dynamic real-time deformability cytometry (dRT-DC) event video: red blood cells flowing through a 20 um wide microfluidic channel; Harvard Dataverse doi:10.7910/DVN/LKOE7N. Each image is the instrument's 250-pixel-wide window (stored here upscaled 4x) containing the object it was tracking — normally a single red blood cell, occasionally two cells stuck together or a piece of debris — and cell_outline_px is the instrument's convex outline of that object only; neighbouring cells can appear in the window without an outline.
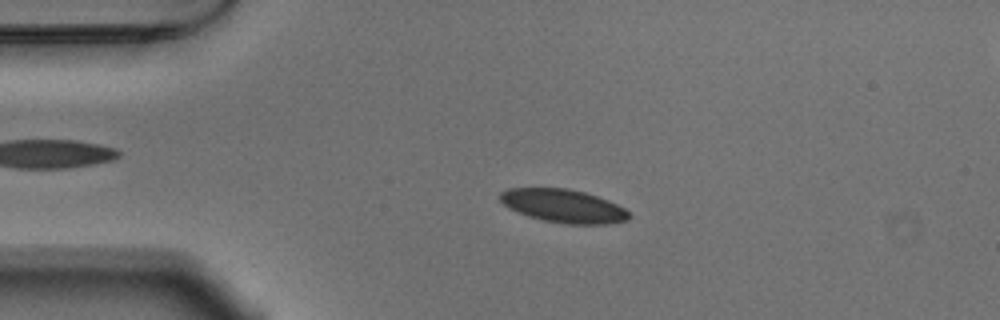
{"species": "Egyptian fruit bat (a non-hibernating species)", "species_latin": "Rousettus aegyptiacus", "temperature_condition": "warm", "stored_images_in_passage": 53, "camera_frame_rate_fps": 3000, "um_per_image_px": 0.085, "animal": {"sex": "male"}, "frame": {"image": 1, "passage_image": 11, "time_ms": 3.333, "image_size_px": [1000, 320], "cell_outline_px": [[628, 220], [608, 224], [564, 224], [544, 220], [528, 216], [508, 208], [500, 200], [500, 192], [508, 188], [568, 188], [584, 192], [608, 200], [624, 208], [628, 212]], "centroid_in_image_um": [47.87, 17.5], "position_along_channel_um": 37.1, "area_um2": 24.91}}
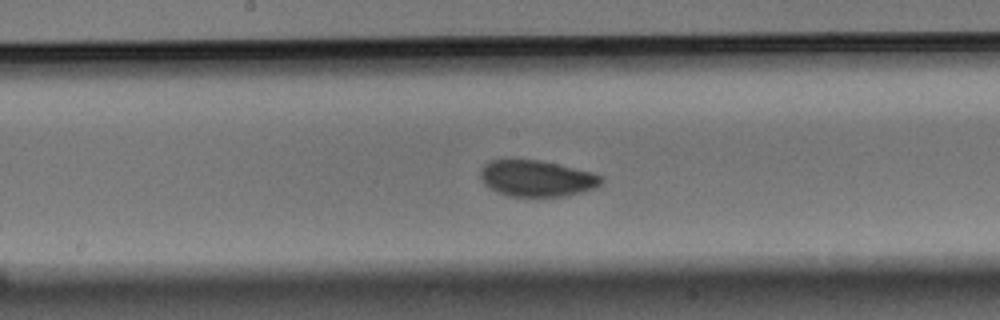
{"frame": {"image": 2, "passage_image": 27, "time_ms": 8.667, "image_size_px": [1000, 320], "cell_outline_px": [[604, 180], [600, 184], [592, 188], [568, 196], [508, 196], [496, 192], [484, 184], [480, 176], [480, 168], [484, 164], [492, 160], [504, 156], [540, 160], [592, 172], [600, 176]], "centroid_in_image_um": [45.53, 15.12], "position_along_channel_um": 202.7, "area_um2": 26.07}}
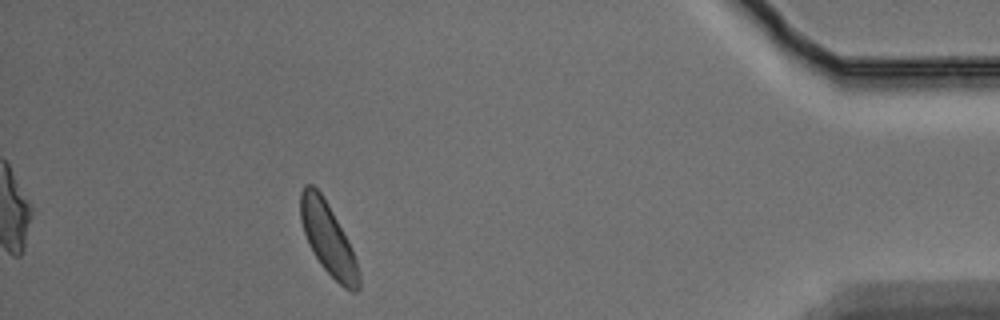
{"frame": {"image": 3, "passage_image": 48, "time_ms": 15.667, "image_size_px": [1000, 320], "cell_outline_px": [[360, 288], [356, 292], [352, 292], [344, 288], [320, 264], [308, 244], [300, 220], [300, 192], [304, 184], [312, 184], [320, 192], [328, 204], [348, 240], [352, 248], [360, 272]], "centroid_in_image_um": [27.89, 20.31], "position_along_channel_um": 407.3, "area_um2": 24.33}, "authors_computed_cell_mechanics": {"area_um2": 25.0274, "velocity_mm_per_s": 3.6845, "shape_relaxation_time_tau1_ms": 2.6783, "shape_relaxation_time_tau2_ms": null, "deformation_change_tau1": 0.0729, "deformation_change_tau2": null}}